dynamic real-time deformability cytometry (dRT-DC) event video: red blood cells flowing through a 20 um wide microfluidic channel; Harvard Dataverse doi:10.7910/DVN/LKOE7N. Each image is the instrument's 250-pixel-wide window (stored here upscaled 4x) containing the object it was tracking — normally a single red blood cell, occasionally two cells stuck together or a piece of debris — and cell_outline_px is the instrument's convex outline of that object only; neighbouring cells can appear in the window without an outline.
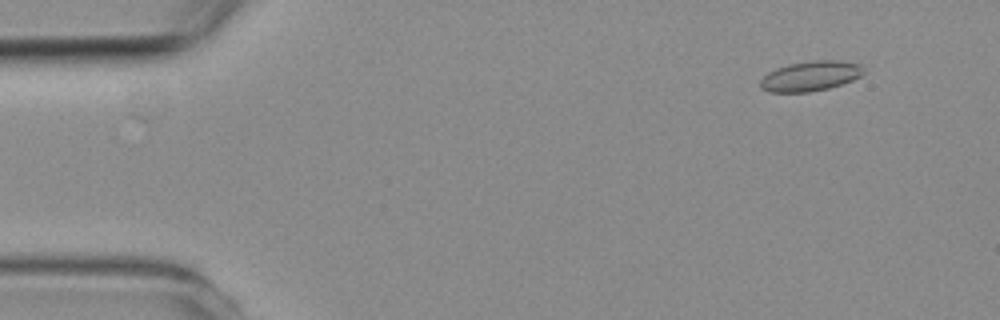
{"species": "common noctule bat (a hibernating species)", "species_latin": "Nyctalus noctula", "temperature_condition": "room temperature", "stored_images_in_passage": 5, "camera_frame_rate_fps": 3000, "um_per_image_px": 0.085, "animal": {"sex": "female", "body_mass_g": 19.3, "forearm_length_mm": 54.1}, "frame": {"image": 1, "passage_image": 1, "time_ms": 0.0, "image_size_px": [1000, 320], "cell_outline_px": [[864, 72], [860, 76], [852, 80], [828, 88], [808, 92], [768, 92], [760, 88], [760, 80], [768, 72], [776, 68], [788, 64], [812, 60], [840, 60], [860, 64], [864, 68]], "centroid_in_image_um": [68.87, 6.45], "position_along_channel_um": 16.1, "area_um2": 18.09}}
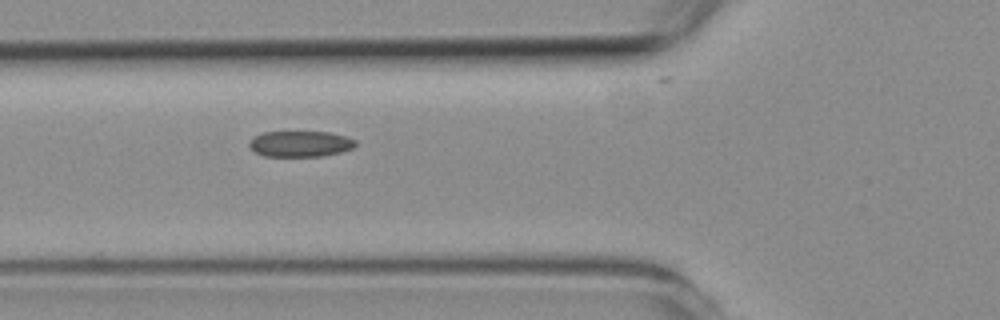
{"frame": {"image": 2, "passage_image": 5, "time_ms": 4.667, "image_size_px": [1000, 320], "cell_outline_px": [[356, 144], [352, 148], [340, 152], [320, 156], [264, 156], [256, 152], [248, 144], [256, 136], [264, 132], [328, 132], [348, 136], [356, 140]], "centroid_in_image_um": [25.57, 12.22], "position_along_channel_um": 100.2, "area_um2": 15.84}}